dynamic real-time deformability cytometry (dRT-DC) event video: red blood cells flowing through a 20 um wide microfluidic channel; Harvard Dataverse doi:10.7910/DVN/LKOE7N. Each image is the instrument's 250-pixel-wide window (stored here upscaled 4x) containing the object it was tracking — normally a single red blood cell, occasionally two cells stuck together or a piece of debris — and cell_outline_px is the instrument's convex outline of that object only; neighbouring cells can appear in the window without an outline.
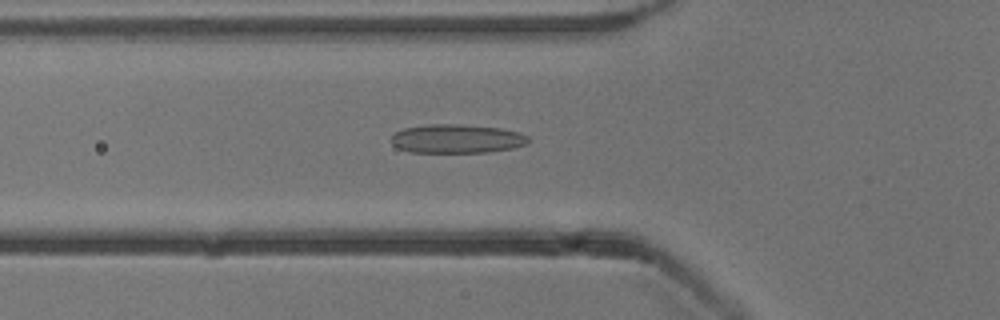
{"species": "common noctule bat (a hibernating species)", "species_latin": "Nyctalus noctula", "temperature_condition": "cold", "stored_images_in_passage": 44, "camera_frame_rate_fps": 3000, "um_per_image_px": 0.085, "animal": {"sex": "male", "body_mass_g": 13.3}, "frame": {"image": 1, "passage_image": 10, "time_ms": 3.0, "image_size_px": [1000, 320], "cell_outline_px": [[528, 144], [512, 148], [488, 152], [408, 152], [396, 148], [392, 144], [392, 136], [396, 132], [404, 128], [428, 124], [456, 124], [500, 128], [520, 132], [528, 136]], "centroid_in_image_um": [38.82, 11.79], "position_along_channel_um": 87.0, "area_um2": 23.06}}
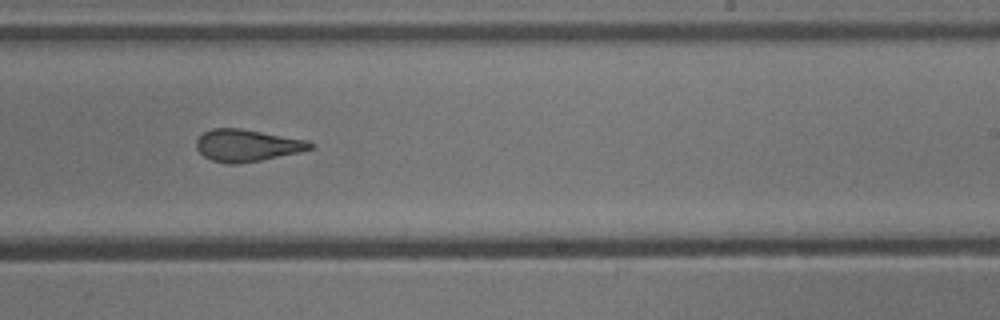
{"frame": {"image": 2, "passage_image": 24, "time_ms": 7.667, "image_size_px": [1000, 320], "cell_outline_px": [[312, 148], [300, 152], [260, 160], [236, 164], [228, 164], [212, 160], [204, 156], [196, 148], [196, 140], [204, 132], [212, 128], [240, 128], [308, 140], [312, 144]], "centroid_in_image_um": [20.98, 12.35], "position_along_channel_um": 268.0, "area_um2": 21.1}}
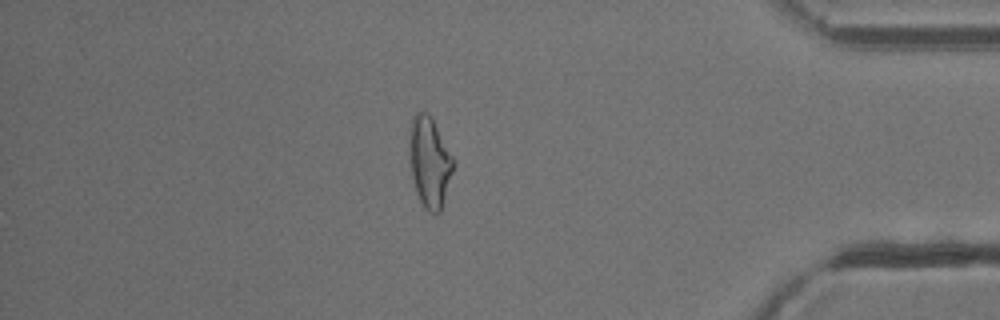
{"frame": {"image": 3, "passage_image": 37, "time_ms": 12.0, "image_size_px": [1000, 320], "cell_outline_px": [[452, 172], [440, 212], [436, 216], [428, 212], [424, 208], [416, 192], [412, 176], [408, 148], [408, 128], [412, 116], [416, 112], [428, 112], [452, 156]], "centroid_in_image_um": [36.45, 13.77], "position_along_channel_um": 398.7, "area_um2": 23.06}, "authors_computed_cell_mechanics": {"area_um2": 22.4842, "velocity_mm_per_s": 3.856, "shape_relaxation_time_tau1_ms": null, "shape_relaxation_time_tau2_ms": 2.0369, "deformation_change_tau1": null, "deformation_change_tau2": 0.1175}}